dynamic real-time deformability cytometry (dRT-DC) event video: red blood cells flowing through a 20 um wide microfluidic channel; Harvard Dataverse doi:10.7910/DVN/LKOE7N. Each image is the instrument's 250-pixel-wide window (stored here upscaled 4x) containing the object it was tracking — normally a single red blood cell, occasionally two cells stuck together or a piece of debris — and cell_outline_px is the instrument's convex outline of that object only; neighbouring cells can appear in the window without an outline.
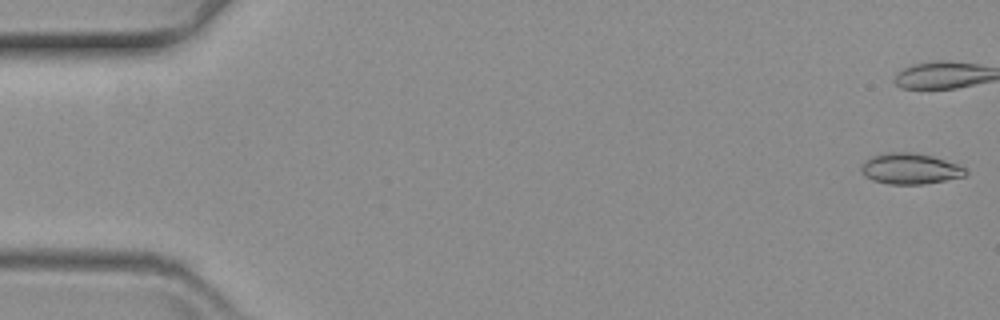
{"species": "common noctule bat (a hibernating species)", "species_latin": "Nyctalus noctula", "temperature_condition": "warm", "stored_images_in_passage": 26, "camera_frame_rate_fps": 3000, "um_per_image_px": 0.085, "animal": {"sex": "female", "body_mass_g": 19.3, "forearm_length_mm": 54.1}, "frame": {"image": 1, "passage_image": 1, "time_ms": 0.0, "image_size_px": [1000, 320], "cell_outline_px": [[968, 172], [964, 176], [924, 184], [888, 184], [872, 180], [864, 176], [860, 168], [864, 160], [872, 156], [888, 152], [908, 152], [932, 156], [956, 164], [964, 168]], "centroid_in_image_um": [77.3, 14.34], "position_along_channel_um": 7.7, "area_um2": 18.61}}
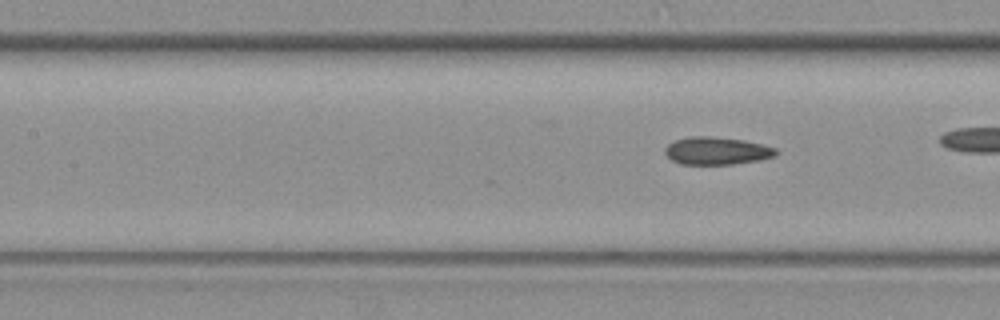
{"frame": {"image": 2, "passage_image": 26, "time_ms": 8.333, "image_size_px": [1000, 320], "cell_outline_px": [[776, 156], [756, 160], [732, 164], [680, 164], [672, 160], [664, 152], [664, 148], [668, 144], [676, 140], [692, 136], [708, 136], [744, 140], [776, 148]], "centroid_in_image_um": [60.89, 12.82], "position_along_channel_um": 146.5, "area_um2": 17.63}}